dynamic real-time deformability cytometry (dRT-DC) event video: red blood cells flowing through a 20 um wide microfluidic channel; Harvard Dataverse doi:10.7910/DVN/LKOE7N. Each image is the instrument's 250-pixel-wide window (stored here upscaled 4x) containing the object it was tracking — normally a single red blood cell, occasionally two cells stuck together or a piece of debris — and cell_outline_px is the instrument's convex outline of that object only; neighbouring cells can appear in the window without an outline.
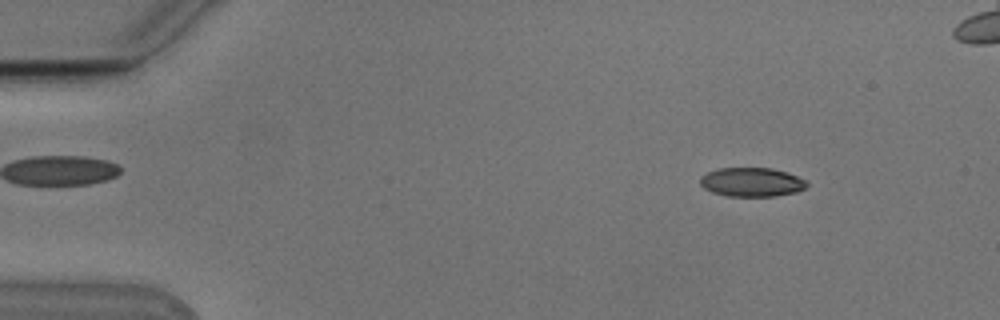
{"species": "Egyptian fruit bat (a non-hibernating species)", "species_latin": "Rousettus aegyptiacus", "temperature_condition": "cold", "stored_images_in_passage": 51, "camera_frame_rate_fps": 3000, "um_per_image_px": 0.085, "animal": {"sex": "male"}, "frame": {"image": 1, "passage_image": 5, "time_ms": 1.333, "image_size_px": [1000, 320], "cell_outline_px": [[808, 184], [804, 188], [796, 192], [772, 196], [728, 196], [712, 192], [704, 188], [700, 184], [700, 176], [716, 168], [772, 168], [788, 172], [804, 180]], "centroid_in_image_um": [63.86, 15.47], "position_along_channel_um": 21.1, "area_um2": 17.98}}
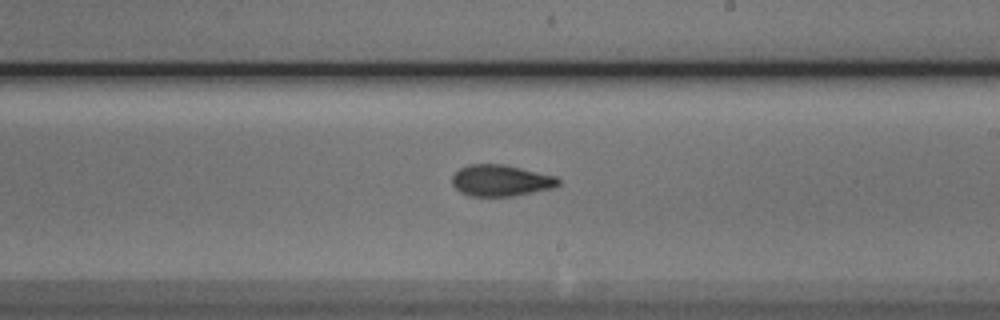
{"frame": {"image": 2, "passage_image": 30, "time_ms": 9.667, "image_size_px": [1000, 320], "cell_outline_px": [[560, 184], [552, 188], [512, 196], [468, 196], [460, 192], [452, 184], [452, 176], [460, 168], [468, 164], [504, 164], [556, 176], [560, 180]], "centroid_in_image_um": [42.55, 15.34], "position_along_channel_um": 246.4, "area_um2": 19.42}}
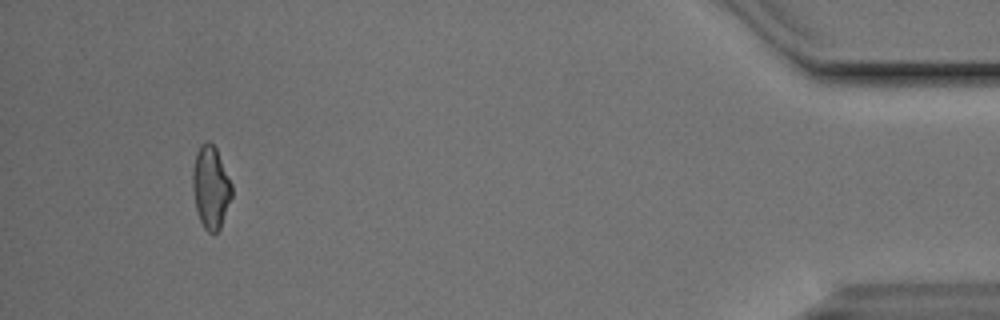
{"frame": {"image": 3, "passage_image": 49, "time_ms": 16.0, "image_size_px": [1000, 320], "cell_outline_px": [[232, 196], [220, 228], [216, 232], [208, 232], [204, 228], [200, 220], [196, 208], [192, 188], [192, 172], [196, 152], [200, 144], [208, 140], [216, 148], [232, 184]], "centroid_in_image_um": [17.91, 15.9], "position_along_channel_um": 417.3, "area_um2": 18.79}, "authors_computed_cell_mechanics": {"area_um2": 19.1896, "velocity_mm_per_s": 3.7979, "shape_relaxation_time_tau1_ms": 4.8732, "shape_relaxation_time_tau2_ms": 2.7265, "deformation_change_tau1": 0.1385, "deformation_change_tau2": 0.0847}}